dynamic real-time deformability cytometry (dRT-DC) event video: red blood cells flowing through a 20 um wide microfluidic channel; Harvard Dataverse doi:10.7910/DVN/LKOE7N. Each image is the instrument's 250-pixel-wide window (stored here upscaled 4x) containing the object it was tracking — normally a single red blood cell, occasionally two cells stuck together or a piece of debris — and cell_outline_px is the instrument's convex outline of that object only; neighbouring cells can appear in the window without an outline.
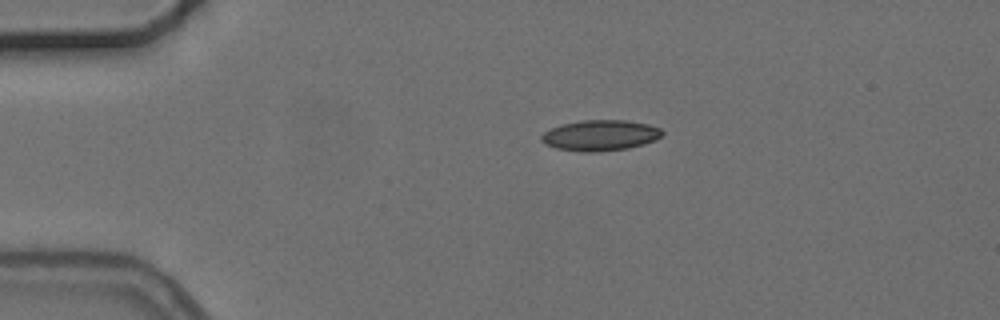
{"species": "common noctule bat (a hibernating species)", "species_latin": "Nyctalus noctula", "temperature_condition": "cold", "stored_images_in_passage": 2, "camera_frame_rate_fps": 3000, "um_per_image_px": 0.085, "animal": {"sex": "female", "body_mass_g": 24.6, "forearm_length_mm": 56.2}, "frame": {"image": 1, "passage_image": 1, "time_ms": 0.0, "image_size_px": [1000, 320], "cell_outline_px": [[664, 132], [656, 140], [644, 144], [628, 148], [596, 152], [584, 152], [556, 148], [544, 144], [540, 140], [540, 136], [544, 132], [552, 128], [564, 124], [584, 120], [624, 120], [648, 124], [660, 128]], "centroid_in_image_um": [51.02, 11.51], "position_along_channel_um": 34.0, "area_um2": 21.56}}